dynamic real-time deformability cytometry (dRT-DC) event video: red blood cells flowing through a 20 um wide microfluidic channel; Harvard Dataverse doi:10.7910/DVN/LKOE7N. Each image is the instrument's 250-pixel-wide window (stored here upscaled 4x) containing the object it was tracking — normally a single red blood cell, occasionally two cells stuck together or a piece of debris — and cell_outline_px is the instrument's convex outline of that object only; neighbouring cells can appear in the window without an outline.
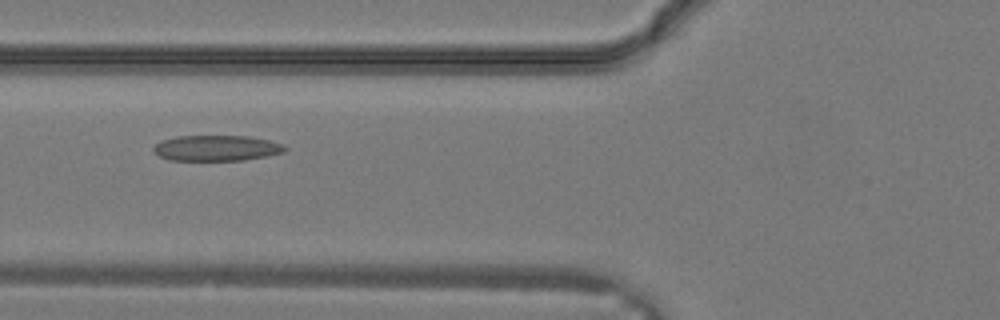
{"species": "common noctule bat (a hibernating species)", "species_latin": "Nyctalus noctula", "temperature_condition": "warm", "stored_images_in_passage": 12, "camera_frame_rate_fps": 3000, "um_per_image_px": 0.085, "animal": {"sex": "male", "body_mass_g": 19.2, "forearm_length_mm": 51.8}, "frame": {"image": 1, "passage_image": 3, "time_ms": 0.667, "image_size_px": [1000, 320], "cell_outline_px": [[288, 148], [284, 152], [268, 156], [244, 160], [168, 160], [152, 152], [152, 148], [160, 140], [176, 136], [248, 136], [268, 140], [284, 144]], "centroid_in_image_um": [18.39, 12.58], "position_along_channel_um": 107.4, "area_um2": 19.83}}
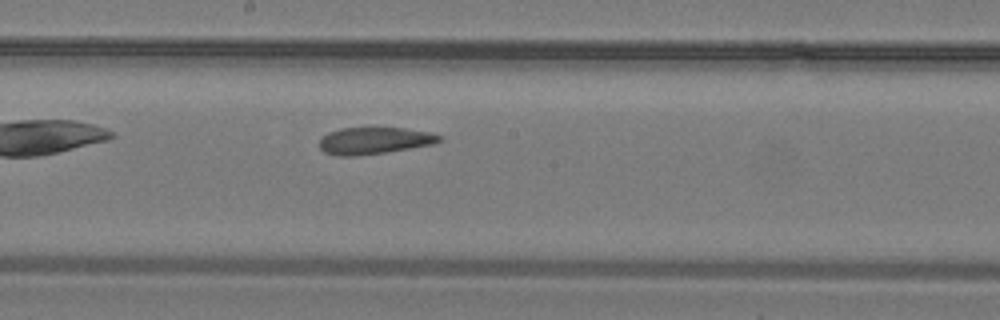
{"frame": {"image": 2, "passage_image": 8, "time_ms": 2.333, "image_size_px": [1000, 320], "cell_outline_px": [[444, 140], [432, 144], [384, 152], [352, 156], [340, 156], [324, 152], [320, 148], [320, 136], [328, 132], [340, 128], [404, 128], [432, 132], [444, 136]], "centroid_in_image_um": [31.83, 11.94], "position_along_channel_um": 216.4, "area_um2": 18.79}}
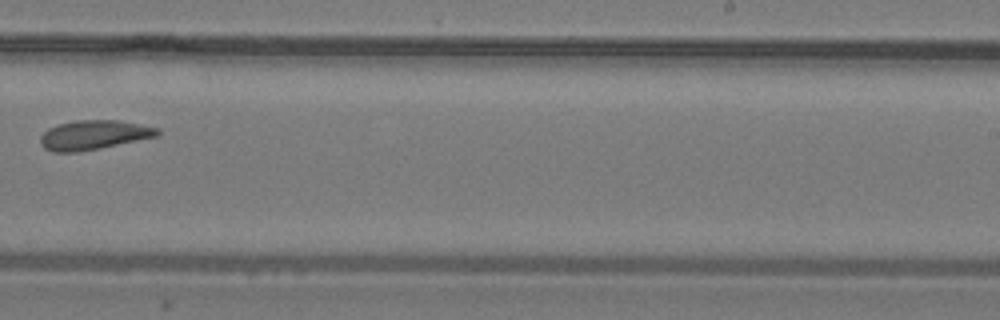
{"frame": {"image": 3, "passage_image": 11, "time_ms": 3.333, "image_size_px": [1000, 320], "cell_outline_px": [[160, 136], [100, 148], [76, 152], [52, 152], [44, 148], [40, 144], [40, 136], [48, 128], [56, 124], [76, 120], [116, 120], [160, 128]], "centroid_in_image_um": [7.96, 11.47], "position_along_channel_um": 281.0, "area_um2": 20.17}}